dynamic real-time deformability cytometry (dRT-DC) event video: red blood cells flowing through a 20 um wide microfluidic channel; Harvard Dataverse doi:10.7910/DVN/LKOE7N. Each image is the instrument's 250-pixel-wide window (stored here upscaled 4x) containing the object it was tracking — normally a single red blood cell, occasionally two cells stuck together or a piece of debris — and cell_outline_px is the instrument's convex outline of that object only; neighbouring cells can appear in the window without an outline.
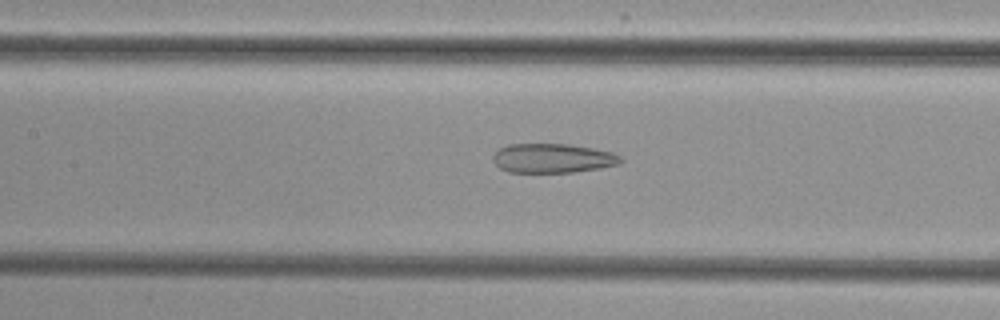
{"species": "common noctule bat (a hibernating species)", "species_latin": "Nyctalus noctula", "temperature_condition": "cold", "stored_images_in_passage": 47, "camera_frame_rate_fps": 3000, "um_per_image_px": 0.085, "animal": {"sex": "female", "body_mass_g": 29.2, "forearm_length_mm": 56.3}, "frame": {"image": 1, "passage_image": 20, "time_ms": 6.333, "image_size_px": [1000, 320], "cell_outline_px": [[624, 160], [620, 164], [600, 168], [572, 172], [508, 172], [500, 168], [492, 160], [492, 156], [500, 148], [508, 144], [568, 144], [592, 148], [612, 152], [620, 156]], "centroid_in_image_um": [46.98, 13.45], "position_along_channel_um": 160.4, "area_um2": 21.79}}
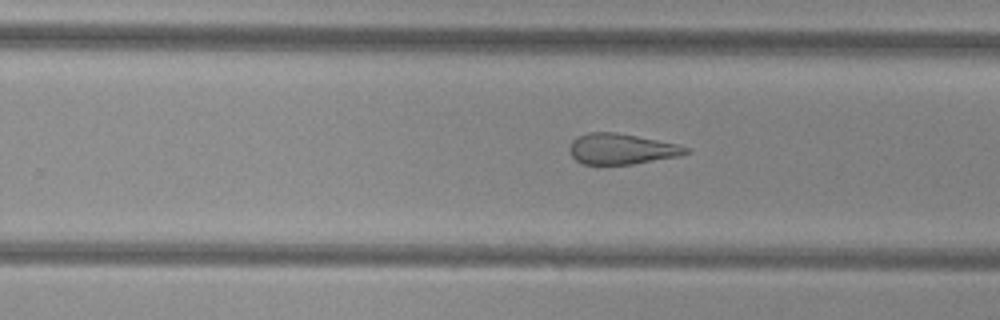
{"frame": {"image": 2, "passage_image": 29, "time_ms": 9.333, "image_size_px": [1000, 320], "cell_outline_px": [[692, 152], [680, 156], [632, 164], [584, 164], [576, 160], [572, 156], [568, 148], [572, 140], [588, 132], [616, 132], [676, 144], [688, 148]], "centroid_in_image_um": [52.82, 12.66], "position_along_channel_um": 277.0, "area_um2": 20.63}}
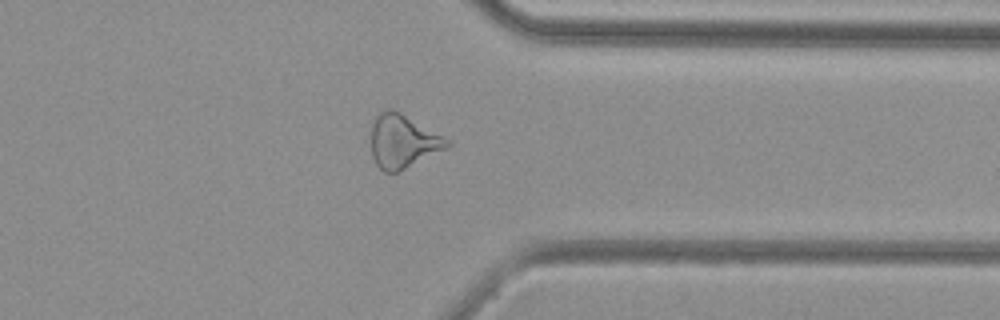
{"frame": {"image": 3, "passage_image": 37, "time_ms": 12.0, "image_size_px": [1000, 320], "cell_outline_px": [[452, 144], [448, 148], [396, 172], [384, 172], [376, 164], [372, 156], [372, 124], [376, 116], [384, 108], [392, 108], [400, 112], [452, 140]], "centroid_in_image_um": [34.27, 11.99], "position_along_channel_um": 377.1, "area_um2": 23.7}}